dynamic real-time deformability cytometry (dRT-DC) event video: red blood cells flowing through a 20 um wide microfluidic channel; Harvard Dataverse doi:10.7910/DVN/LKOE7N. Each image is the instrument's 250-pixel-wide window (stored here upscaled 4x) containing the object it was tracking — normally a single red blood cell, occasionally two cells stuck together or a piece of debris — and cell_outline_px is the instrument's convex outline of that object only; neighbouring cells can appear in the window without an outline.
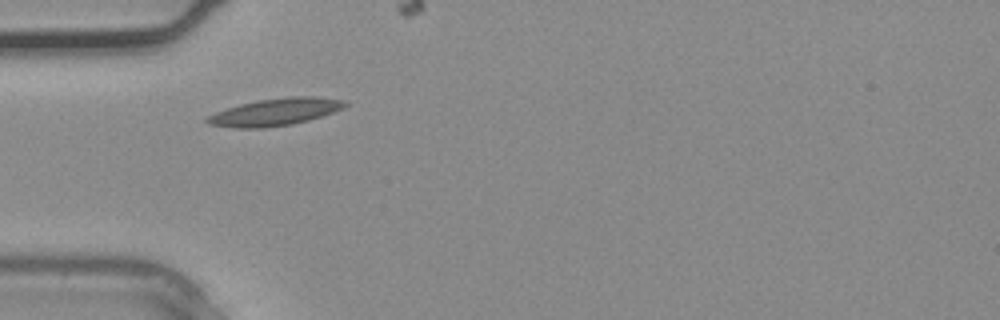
{"species": "common noctule bat (a hibernating species)", "species_latin": "Nyctalus noctula", "temperature_condition": "warm", "stored_images_in_passage": 2, "camera_frame_rate_fps": 3000, "um_per_image_px": 0.085, "animal": {"sex": "male", "body_mass_g": 20.4}, "frame": {"image": 1, "passage_image": 2, "time_ms": 0.333, "image_size_px": [1000, 320], "cell_outline_px": [[348, 104], [344, 108], [308, 120], [292, 124], [264, 128], [236, 128], [208, 124], [204, 120], [208, 116], [216, 112], [240, 104], [260, 100], [288, 96], [316, 96], [344, 100]], "centroid_in_image_um": [23.4, 9.51], "position_along_channel_um": 61.6, "area_um2": 21.73}}